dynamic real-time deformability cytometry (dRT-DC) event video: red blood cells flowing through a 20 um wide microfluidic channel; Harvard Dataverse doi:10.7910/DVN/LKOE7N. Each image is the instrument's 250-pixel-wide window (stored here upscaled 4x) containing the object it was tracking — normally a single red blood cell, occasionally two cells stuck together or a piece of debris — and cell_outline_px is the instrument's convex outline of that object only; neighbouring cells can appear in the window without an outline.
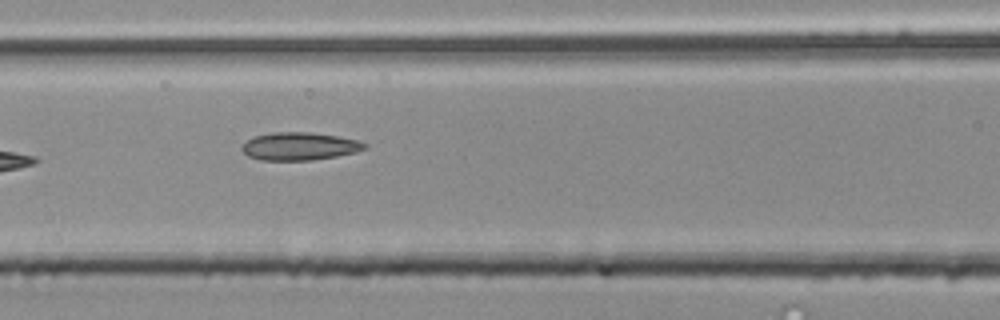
{"species": "common noctule bat (a hibernating species)", "species_latin": "Nyctalus noctula", "temperature_condition": "room temperature", "stored_images_in_passage": 6, "camera_frame_rate_fps": 3000, "um_per_image_px": 0.085, "animal": {"sex": "male", "body_mass_g": 20.4}, "frame": {"image": 1, "passage_image": 6, "time_ms": 1.667, "image_size_px": [1000, 320], "cell_outline_px": [[368, 148], [356, 152], [336, 156], [312, 160], [260, 160], [248, 156], [240, 148], [252, 136], [272, 132], [312, 132], [336, 136], [356, 140], [368, 144]], "centroid_in_image_um": [25.45, 12.43], "position_along_channel_um": 141.1, "area_um2": 19.94}}